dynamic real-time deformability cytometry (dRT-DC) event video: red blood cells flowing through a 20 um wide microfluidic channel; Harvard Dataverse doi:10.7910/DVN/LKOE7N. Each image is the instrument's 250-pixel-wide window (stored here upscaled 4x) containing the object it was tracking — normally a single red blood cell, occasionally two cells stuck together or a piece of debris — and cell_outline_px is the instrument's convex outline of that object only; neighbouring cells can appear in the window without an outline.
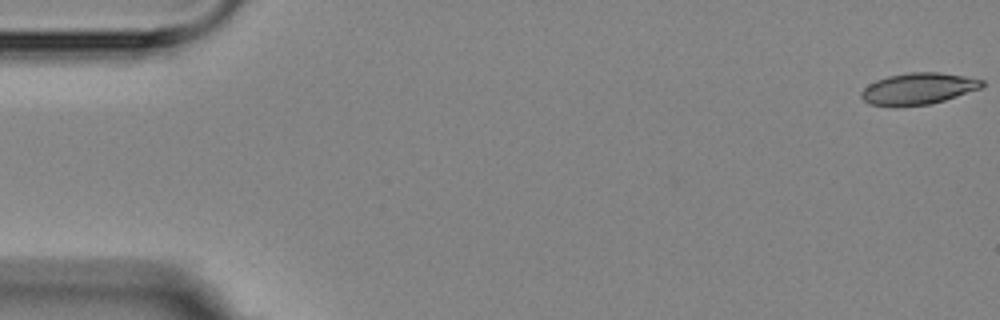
{"species": "Egyptian fruit bat (a non-hibernating species)", "species_latin": "Rousettus aegyptiacus", "temperature_condition": "room temperature", "stored_images_in_passage": 8, "camera_frame_rate_fps": 3000, "um_per_image_px": 0.085, "animal": {"sex": "female"}, "frame": {"image": 1, "passage_image": 1, "time_ms": 0.0, "image_size_px": [1000, 320], "cell_outline_px": [[984, 84], [980, 88], [944, 100], [928, 104], [868, 104], [860, 96], [860, 92], [868, 84], [876, 80], [888, 76], [908, 72], [940, 72], [964, 76], [984, 80]], "centroid_in_image_um": [78.05, 7.49], "position_along_channel_um": 6.9, "area_um2": 21.56}}
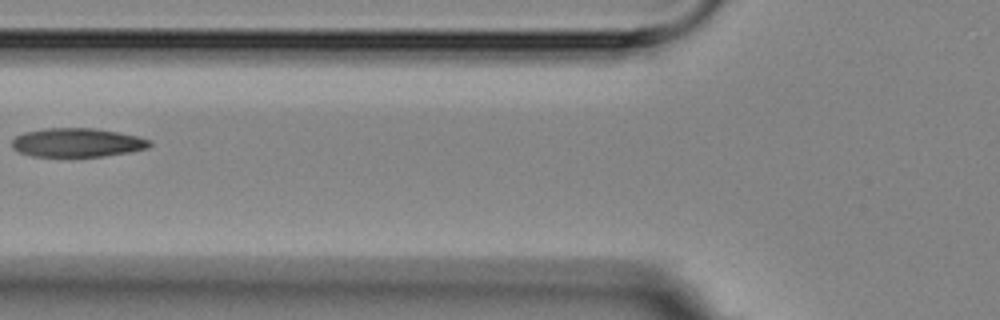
{"frame": {"image": 2, "passage_image": 7, "time_ms": 7.0, "image_size_px": [1000, 320], "cell_outline_px": [[152, 144], [148, 148], [132, 152], [104, 156], [32, 156], [20, 152], [12, 148], [12, 140], [16, 136], [24, 132], [44, 128], [96, 128], [136, 136], [152, 140]], "centroid_in_image_um": [6.58, 12.11], "position_along_channel_um": 119.2, "area_um2": 23.18}}
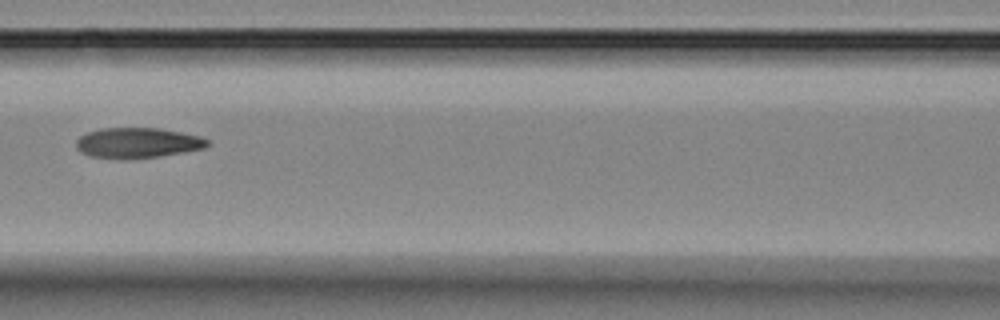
{"frame": {"image": 3, "passage_image": 8, "time_ms": 8.0, "image_size_px": [1000, 320], "cell_outline_px": [[208, 144], [204, 148], [184, 152], [160, 156], [124, 160], [88, 156], [80, 152], [76, 148], [76, 140], [80, 136], [88, 132], [100, 128], [160, 128], [200, 136], [208, 140]], "centroid_in_image_um": [11.64, 12.15], "position_along_channel_um": 155.0, "area_um2": 23.41}}